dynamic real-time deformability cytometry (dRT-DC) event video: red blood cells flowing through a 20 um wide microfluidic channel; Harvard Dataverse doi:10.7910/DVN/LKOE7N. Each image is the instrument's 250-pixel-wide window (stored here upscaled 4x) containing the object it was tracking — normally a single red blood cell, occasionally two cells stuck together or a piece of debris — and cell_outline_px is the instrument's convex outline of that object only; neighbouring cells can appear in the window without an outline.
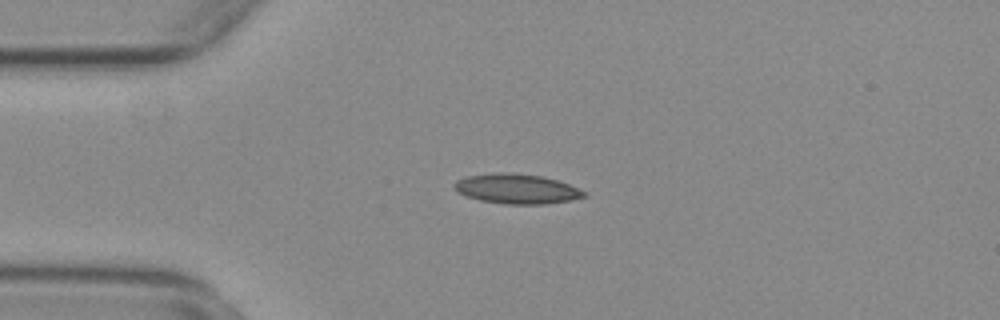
{"species": "common noctule bat (a hibernating species)", "species_latin": "Nyctalus noctula", "temperature_condition": "warm", "stored_images_in_passage": 49, "camera_frame_rate_fps": 3000, "um_per_image_px": 0.085, "animal": {"sex": "female", "body_mass_g": 29.2, "forearm_length_mm": 56.3}, "frame": {"image": 1, "passage_image": 7, "time_ms": 2.0, "image_size_px": [1000, 320], "cell_outline_px": [[588, 196], [572, 200], [544, 204], [504, 204], [480, 200], [456, 192], [452, 188], [452, 184], [456, 180], [468, 176], [504, 172], [544, 176], [568, 184], [588, 192]], "centroid_in_image_um": [43.93, 16.06], "position_along_channel_um": 41.1, "area_um2": 22.6}}
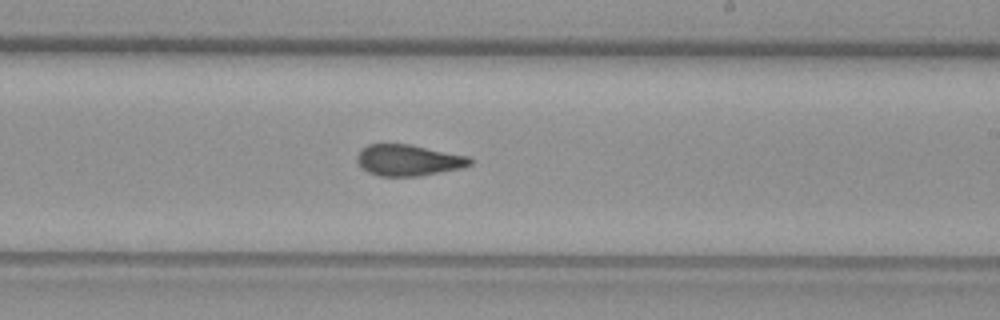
{"frame": {"image": 2, "passage_image": 26, "time_ms": 8.333, "image_size_px": [1000, 320], "cell_outline_px": [[476, 160], [472, 164], [464, 168], [420, 176], [380, 176], [368, 172], [360, 168], [356, 160], [356, 156], [368, 144], [408, 144], [468, 156]], "centroid_in_image_um": [34.75, 13.63], "position_along_channel_um": 254.3, "area_um2": 20.69}}
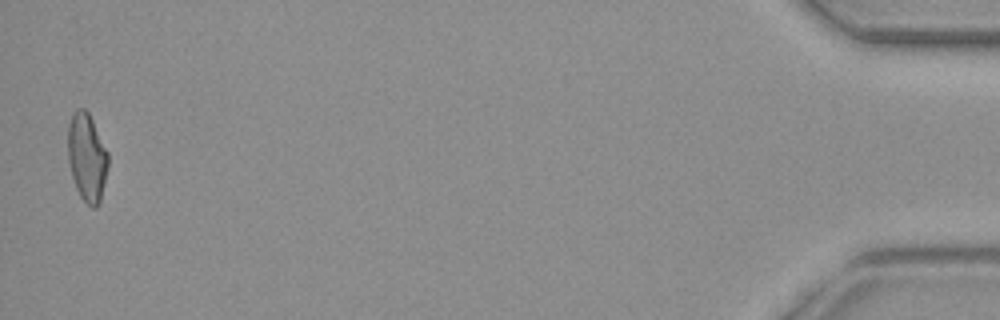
{"frame": {"image": 3, "passage_image": 48, "time_ms": 15.667, "image_size_px": [1000, 320], "cell_outline_px": [[108, 168], [100, 200], [96, 208], [92, 208], [80, 196], [76, 188], [72, 176], [68, 160], [68, 124], [72, 112], [76, 108], [84, 108], [88, 112], [108, 152]], "centroid_in_image_um": [7.38, 13.35], "position_along_channel_um": 427.8, "area_um2": 20.63}, "authors_computed_cell_mechanics": {"area_um2": 20.8658, "velocity_mm_per_s": 3.7465, "shape_relaxation_time_tau1_ms": null, "shape_relaxation_time_tau2_ms": 1.9979, "deformation_change_tau1": null, "deformation_change_tau2": 0.0904}}